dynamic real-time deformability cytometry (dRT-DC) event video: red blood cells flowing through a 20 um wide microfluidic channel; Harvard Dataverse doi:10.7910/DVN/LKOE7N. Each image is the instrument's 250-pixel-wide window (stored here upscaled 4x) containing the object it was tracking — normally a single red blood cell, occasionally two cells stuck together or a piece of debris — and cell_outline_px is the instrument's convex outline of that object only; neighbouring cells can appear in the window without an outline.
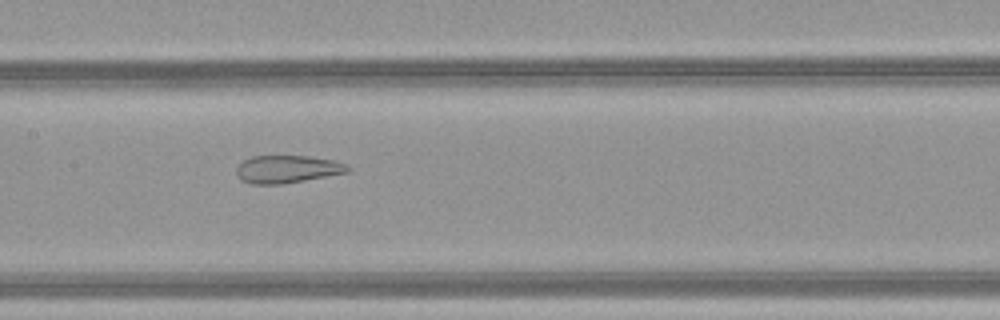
{"species": "common noctule bat (a hibernating species)", "species_latin": "Nyctalus noctula", "temperature_condition": "warm", "stored_images_in_passage": 33, "camera_frame_rate_fps": 3000, "um_per_image_px": 0.085, "animal": {"sex": "female", "body_mass_g": 21.9}, "frame": {"image": 1, "passage_image": 9, "time_ms": 2.667, "image_size_px": [1000, 320], "cell_outline_px": [[352, 168], [348, 172], [304, 180], [280, 184], [252, 184], [240, 180], [236, 172], [236, 168], [244, 160], [252, 156], [308, 156], [336, 160], [348, 164]], "centroid_in_image_um": [24.44, 14.37], "position_along_channel_um": 183.0, "area_um2": 17.98}}
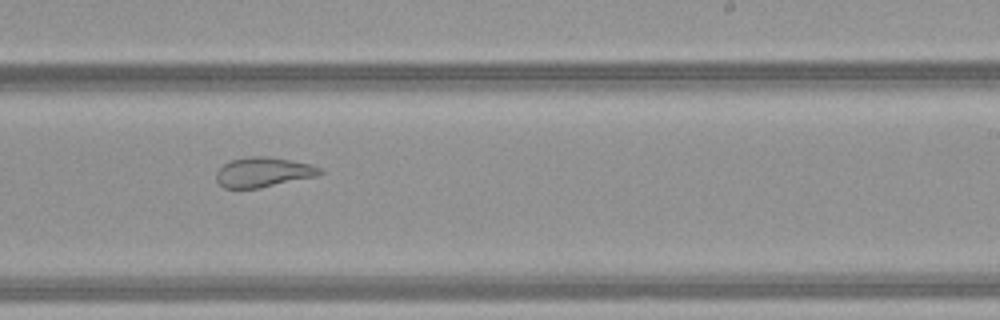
{"frame": {"image": 2, "passage_image": 15, "time_ms": 4.667, "image_size_px": [1000, 320], "cell_outline_px": [[324, 172], [316, 176], [260, 188], [224, 188], [216, 180], [216, 172], [228, 160], [248, 156], [268, 156], [312, 164], [324, 168]], "centroid_in_image_um": [22.39, 14.62], "position_along_channel_um": 266.6, "area_um2": 18.21}}
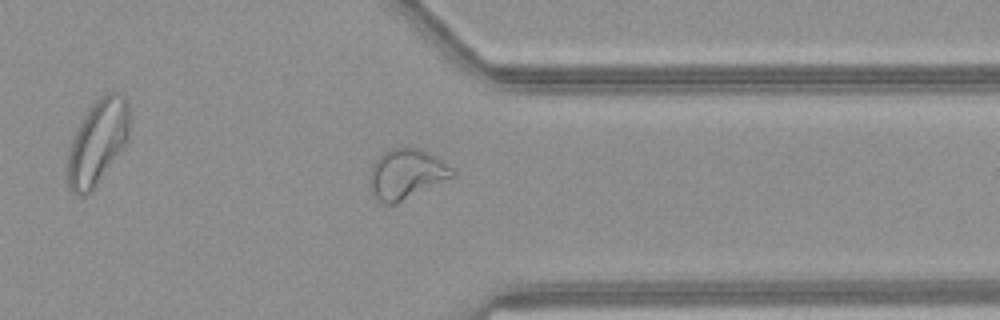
{"frame": {"image": 3, "passage_image": 23, "time_ms": 7.333, "image_size_px": [1000, 320], "cell_outline_px": [[456, 176], [396, 204], [384, 204], [372, 192], [368, 180], [368, 176], [376, 160], [388, 148], [416, 148], [440, 160], [452, 168], [456, 172]], "centroid_in_image_um": [34.53, 14.82], "position_along_channel_um": 376.9, "area_um2": 23.76}, "authors_computed_cell_mechanics": {"area_um2": 20.1144, "velocity_mm_per_s": 4.2048, "shape_relaxation_time_tau1_ms": null, "shape_relaxation_time_tau2_ms": 1.2628, "deformation_change_tau1": null, "deformation_change_tau2": 0.0943}}